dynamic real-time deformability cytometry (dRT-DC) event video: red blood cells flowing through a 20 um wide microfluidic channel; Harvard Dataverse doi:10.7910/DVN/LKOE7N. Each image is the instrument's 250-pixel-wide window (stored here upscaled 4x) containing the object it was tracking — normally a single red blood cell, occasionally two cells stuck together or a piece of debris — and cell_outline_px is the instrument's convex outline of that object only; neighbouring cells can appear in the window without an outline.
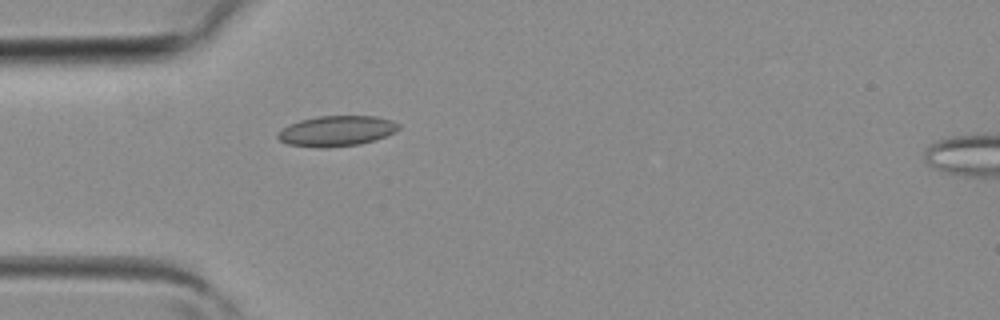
{"species": "common noctule bat (a hibernating species)", "species_latin": "Nyctalus noctula", "temperature_condition": "room temperature", "stored_images_in_passage": 5, "camera_frame_rate_fps": 3000, "um_per_image_px": 0.085, "animal": {"sex": "female", "body_mass_g": 19.3, "forearm_length_mm": 54.1}, "frame": {"image": 1, "passage_image": 4, "time_ms": 1.0, "image_size_px": [1000, 320], "cell_outline_px": [[400, 128], [396, 132], [376, 140], [360, 144], [324, 148], [320, 148], [288, 144], [280, 140], [276, 136], [276, 132], [288, 124], [300, 120], [320, 116], [376, 116], [392, 120], [400, 124]], "centroid_in_image_um": [28.62, 11.13], "position_along_channel_um": 56.4, "area_um2": 21.68}}